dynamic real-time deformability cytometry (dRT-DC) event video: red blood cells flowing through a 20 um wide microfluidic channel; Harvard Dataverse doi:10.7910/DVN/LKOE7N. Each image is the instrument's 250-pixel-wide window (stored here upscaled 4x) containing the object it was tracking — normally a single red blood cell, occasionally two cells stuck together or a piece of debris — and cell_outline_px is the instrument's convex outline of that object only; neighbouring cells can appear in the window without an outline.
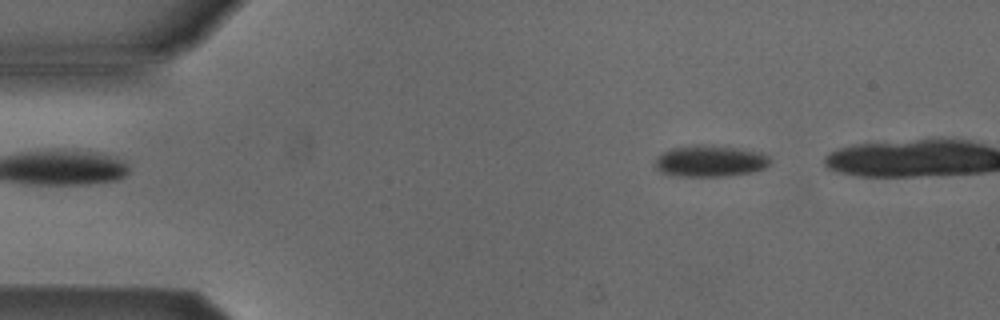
{"species": "Egyptian fruit bat (a non-hibernating species)", "species_latin": "Rousettus aegyptiacus", "temperature_condition": "cold", "stored_images_in_passage": 44, "camera_frame_rate_fps": 3000, "um_per_image_px": 0.085, "animal": {"sex": "male"}, "frame": {"image": 1, "passage_image": 6, "time_ms": 1.667, "image_size_px": [1000, 320], "cell_outline_px": [[772, 164], [764, 168], [752, 172], [728, 176], [676, 176], [660, 172], [652, 164], [656, 156], [672, 148], [696, 144], [740, 148], [764, 152], [772, 156]], "centroid_in_image_um": [60.4, 13.69], "position_along_channel_um": 24.6, "area_um2": 21.62}}
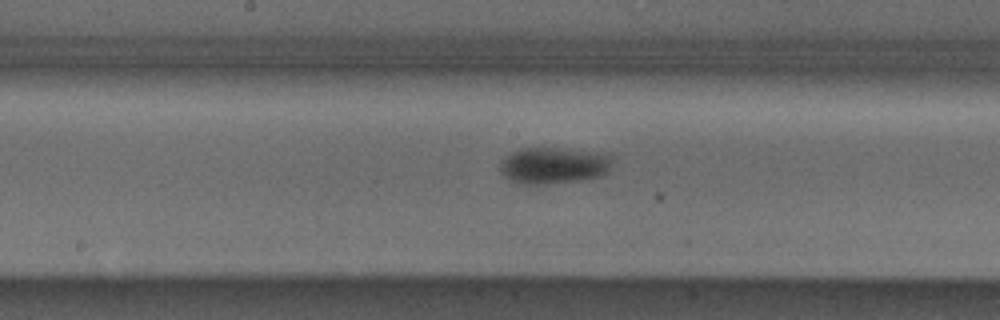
{"frame": {"image": 2, "passage_image": 25, "time_ms": 8.0, "image_size_px": [1000, 320], "cell_outline_px": [[612, 160], [608, 168], [600, 176], [580, 180], [536, 184], [520, 184], [504, 176], [500, 172], [500, 160], [512, 152], [520, 148], [560, 148], [604, 152], [612, 156]], "centroid_in_image_um": [47.03, 14.04], "position_along_channel_um": 201.2, "area_um2": 23.81}}
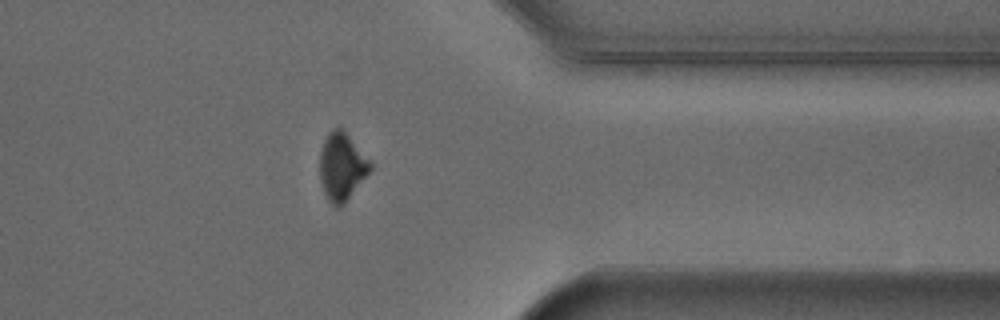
{"frame": {"image": 3, "passage_image": 40, "time_ms": 13.0, "image_size_px": [1000, 320], "cell_outline_px": [[372, 168], [344, 204], [340, 208], [336, 208], [328, 200], [324, 192], [320, 180], [320, 152], [324, 140], [328, 132], [332, 128], [344, 128], [372, 164]], "centroid_in_image_um": [29.04, 14.15], "position_along_channel_um": 382.4, "area_um2": 19.88}, "authors_computed_cell_mechanics": {"area_um2": 22.1374, "velocity_mm_per_s": 3.8584, "shape_relaxation_time_tau1_ms": 1.652, "shape_relaxation_time_tau2_ms": null, "deformation_change_tau1": 0.0645, "deformation_change_tau2": null}}